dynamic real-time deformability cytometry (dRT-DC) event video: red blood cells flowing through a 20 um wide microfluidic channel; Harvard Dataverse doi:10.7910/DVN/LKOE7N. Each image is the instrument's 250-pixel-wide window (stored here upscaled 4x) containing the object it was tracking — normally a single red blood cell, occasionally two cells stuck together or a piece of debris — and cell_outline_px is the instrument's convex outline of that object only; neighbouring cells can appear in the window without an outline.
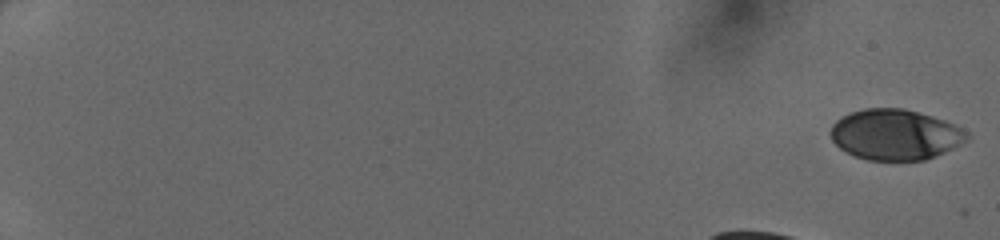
{"species": "human", "species_latin": "Homo sapiens", "temperature_condition": "cold", "stored_images_in_passage": 42, "camera_frame_rate_fps": 3000, "um_per_image_px": 0.085, "donor": {"sex": "female"}, "frame": {"image": 1, "passage_image": 1, "time_ms": 0.0, "image_size_px": [1000, 240], "cell_outline_px": [[968, 136], [964, 140], [952, 148], [936, 156], [924, 160], [868, 160], [856, 156], [840, 148], [832, 140], [828, 132], [832, 124], [836, 120], [852, 112], [864, 108], [904, 108], [932, 116], [944, 120], [968, 132]], "centroid_in_image_um": [76.04, 11.44], "position_along_channel_um": 9.0, "area_um2": 39.88}}
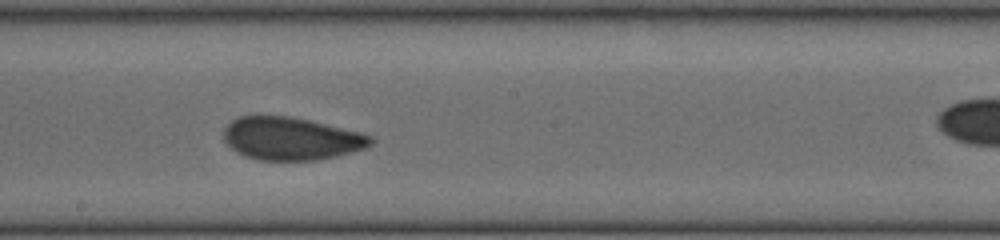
{"frame": {"image": 2, "passage_image": 27, "time_ms": 8.667, "image_size_px": [1000, 240], "cell_outline_px": [[372, 144], [364, 148], [336, 156], [316, 160], [260, 160], [244, 156], [236, 152], [224, 140], [224, 128], [232, 120], [240, 116], [292, 116], [360, 132], [372, 136]], "centroid_in_image_um": [24.72, 11.78], "position_along_channel_um": 223.5, "area_um2": 36.47}}
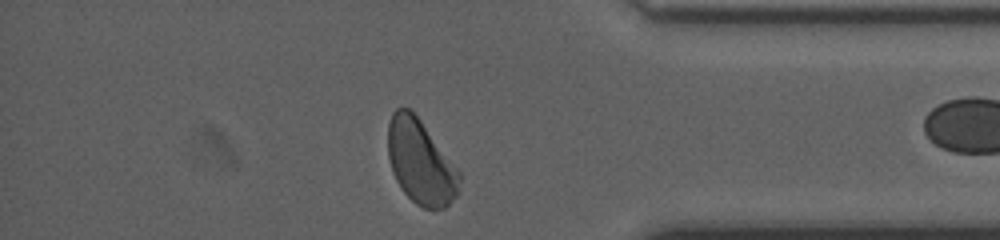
{"frame": {"image": 3, "passage_image": 40, "time_ms": 13.0, "image_size_px": [1000, 240], "cell_outline_px": [[460, 192], [444, 208], [424, 208], [416, 204], [400, 188], [392, 172], [388, 156], [388, 124], [392, 112], [396, 108], [408, 108], [420, 120], [460, 172]], "centroid_in_image_um": [35.74, 13.79], "position_along_channel_um": 399.5, "area_um2": 34.85}}